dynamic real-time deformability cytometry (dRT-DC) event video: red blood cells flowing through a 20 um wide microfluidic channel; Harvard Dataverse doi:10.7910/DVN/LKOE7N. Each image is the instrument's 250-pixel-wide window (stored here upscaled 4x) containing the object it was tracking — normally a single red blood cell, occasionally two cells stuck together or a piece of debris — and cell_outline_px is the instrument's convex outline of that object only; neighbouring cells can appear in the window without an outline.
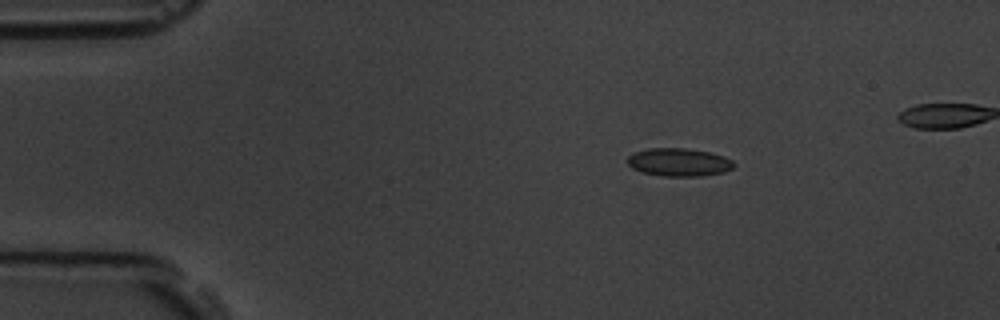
{"species": "common noctule bat (a hibernating species)", "species_latin": "Nyctalus noctula", "temperature_condition": "room temperature", "stored_images_in_passage": 4, "camera_frame_rate_fps": 3000, "um_per_image_px": 0.085, "animal": {"sex": "male", "body_mass_g": 19.5, "forearm_length_mm": 54.6}, "frame": {"image": 1, "passage_image": 1, "time_ms": 0.0, "image_size_px": [1000, 320], "cell_outline_px": [[736, 164], [732, 168], [724, 172], [700, 176], [664, 176], [644, 172], [632, 168], [628, 164], [628, 156], [636, 152], [648, 148], [688, 148], [708, 152], [724, 156], [732, 160]], "centroid_in_image_um": [57.73, 13.78], "position_along_channel_um": 27.3, "area_um2": 17.28}}